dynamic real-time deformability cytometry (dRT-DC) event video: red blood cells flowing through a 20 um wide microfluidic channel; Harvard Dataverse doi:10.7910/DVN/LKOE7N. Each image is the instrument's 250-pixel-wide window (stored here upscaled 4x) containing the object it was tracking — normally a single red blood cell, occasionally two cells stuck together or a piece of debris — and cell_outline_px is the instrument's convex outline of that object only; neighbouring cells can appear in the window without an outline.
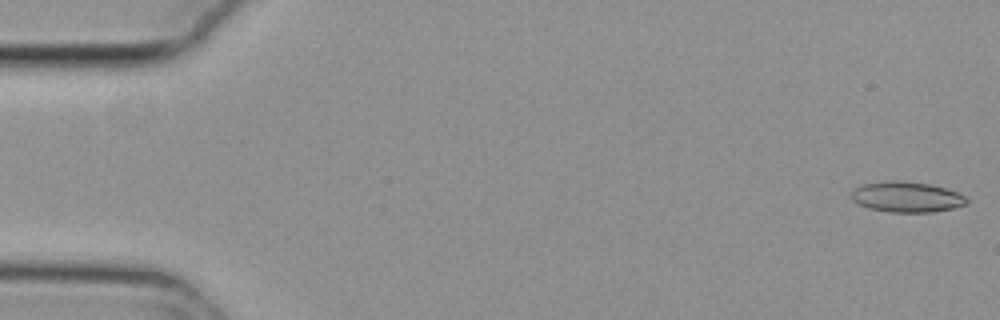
{"species": "common noctule bat (a hibernating species)", "species_latin": "Nyctalus noctula", "temperature_condition": "cold", "stored_images_in_passage": 55, "segment_of_instrument_passage": [1, 2], "camera_frame_rate_fps": 3000, "um_per_image_px": 0.085, "animal": {"sex": "female", "body_mass_g": 29.2, "forearm_length_mm": 56.3}, "frame": {"image": 1, "passage_image": 1, "time_ms": 0.0, "image_size_px": [1000, 320], "cell_outline_px": [[968, 204], [952, 208], [932, 212], [888, 212], [868, 208], [856, 204], [848, 196], [852, 188], [860, 184], [884, 180], [900, 180], [932, 184], [956, 192], [964, 196], [968, 200]], "centroid_in_image_um": [76.96, 16.72], "position_along_channel_um": 8.0, "area_um2": 21.04}}
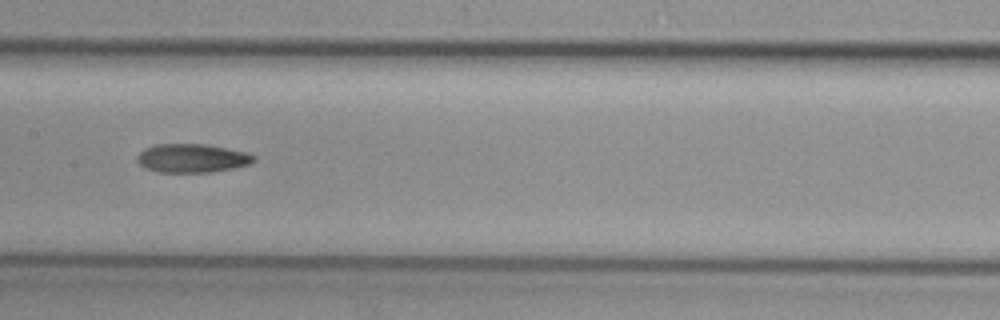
{"frame": {"image": 2, "passage_image": 27, "time_ms": 8.667, "image_size_px": [1000, 320], "cell_outline_px": [[256, 160], [252, 164], [212, 172], [156, 172], [140, 164], [136, 160], [136, 156], [144, 148], [156, 144], [208, 144], [248, 152], [256, 156]], "centroid_in_image_um": [16.36, 13.44], "position_along_channel_um": 191.0, "area_um2": 19.71}}
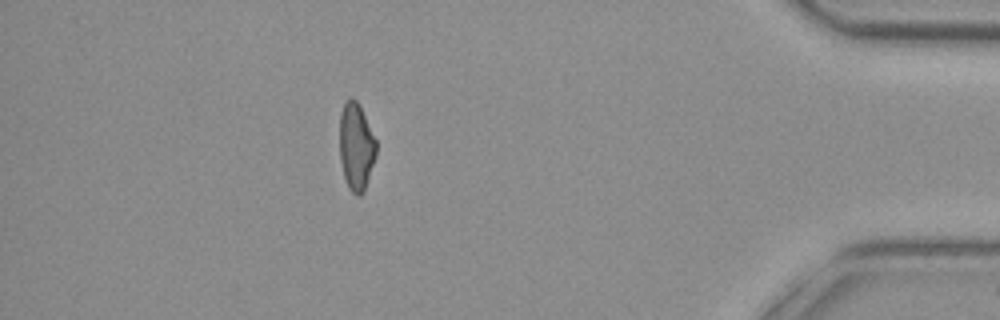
{"frame": {"image": 3, "passage_image": 48, "time_ms": 15.667, "image_size_px": [1000, 320], "cell_outline_px": [[376, 156], [364, 192], [360, 196], [356, 196], [348, 188], [344, 176], [340, 160], [340, 112], [344, 100], [348, 96], [352, 96], [356, 100], [376, 140]], "centroid_in_image_um": [30.26, 12.46], "position_along_channel_um": 404.9, "area_um2": 18.73}}